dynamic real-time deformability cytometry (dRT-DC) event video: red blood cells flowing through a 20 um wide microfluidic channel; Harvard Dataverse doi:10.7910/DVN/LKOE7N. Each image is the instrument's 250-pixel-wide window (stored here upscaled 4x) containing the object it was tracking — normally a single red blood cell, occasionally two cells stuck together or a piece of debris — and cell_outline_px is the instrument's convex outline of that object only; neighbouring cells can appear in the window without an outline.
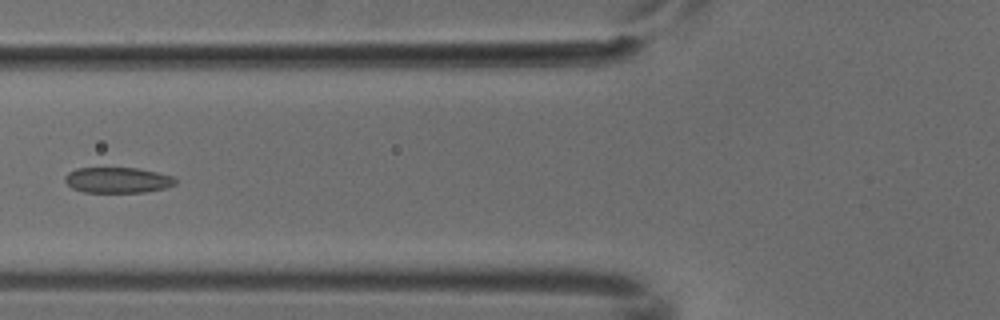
{"species": "common noctule bat (a hibernating species)", "species_latin": "Nyctalus noctula", "temperature_condition": "cold", "stored_images_in_passage": 6, "camera_frame_rate_fps": 3000, "um_per_image_px": 0.085, "animal": {"sex": "male", "body_mass_g": 18.8}, "frame": {"image": 1, "passage_image": 6, "time_ms": 1.667, "image_size_px": [1000, 320], "cell_outline_px": [[176, 184], [164, 188], [144, 192], [84, 192], [72, 188], [64, 180], [64, 176], [68, 172], [76, 168], [136, 168], [176, 176]], "centroid_in_image_um": [10.0, 15.3], "position_along_channel_um": 115.8, "area_um2": 16.53}}